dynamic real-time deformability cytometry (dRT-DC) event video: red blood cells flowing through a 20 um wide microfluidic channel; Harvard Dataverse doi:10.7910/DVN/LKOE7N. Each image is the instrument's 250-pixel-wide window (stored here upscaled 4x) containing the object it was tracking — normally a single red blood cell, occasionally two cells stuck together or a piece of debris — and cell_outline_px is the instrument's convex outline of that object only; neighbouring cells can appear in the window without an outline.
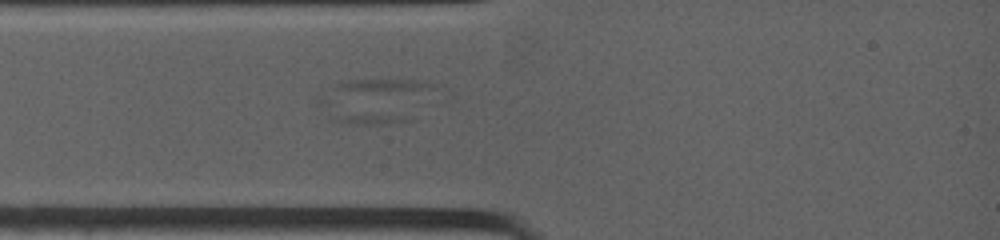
{"species": "common noctule bat (a hibernating species)", "species_latin": "Nyctalus noctula", "temperature_condition": "warm", "stored_images_in_passage": 35, "segment_of_instrument_passage": [2, 2], "camera_frame_rate_fps": 4500, "um_per_image_px": 0.085, "animal": {"sex": "female", "body_mass_g": 19.0, "forearm_length_mm": 53.3}, "frame": {"image": 1, "passage_image": 14, "time_ms": 2.889, "image_size_px": [1000, 240], "cell_outline_px": [[432, 84], [412, 120], [376, 124], [352, 124], [328, 120], [316, 104], [312, 96], [336, 84], [348, 80], [412, 80]], "centroid_in_image_um": [31.62, 8.59], "position_along_channel_um": 53.4, "area_um2": 30.17}}
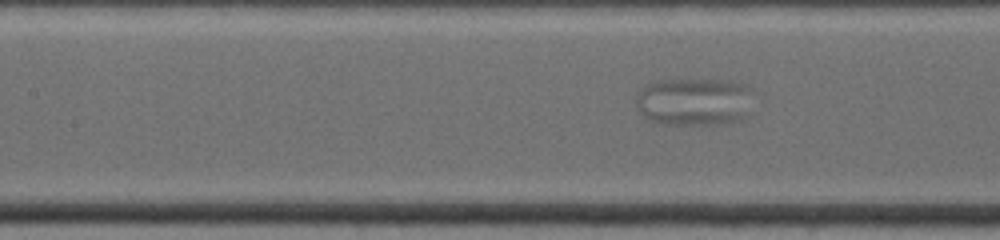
{"frame": {"image": 2, "passage_image": 27, "time_ms": 5.778, "image_size_px": [1000, 240], "cell_outline_px": [[752, 88], [748, 116], [740, 120], [728, 124], [668, 124], [648, 120], [640, 112], [636, 100], [636, 92], [648, 84], [656, 80], [740, 80]], "centroid_in_image_um": [59.06, 8.63], "position_along_channel_um": 148.3, "area_um2": 33.29}}
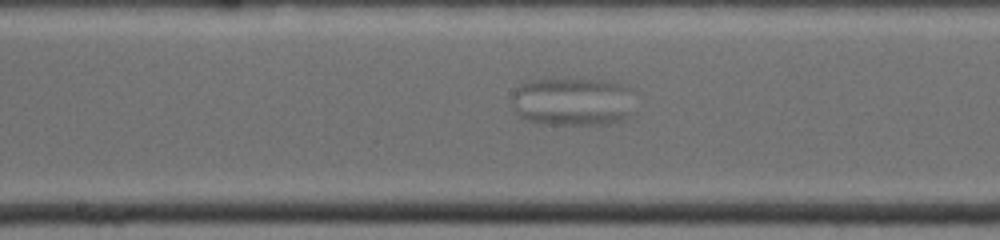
{"frame": {"image": 3, "passage_image": 35, "time_ms": 7.333, "image_size_px": [1000, 240], "cell_outline_px": [[628, 116], [624, 120], [608, 124], [540, 124], [528, 120], [520, 116], [516, 112], [512, 100], [512, 92], [520, 84], [528, 80], [616, 80], [624, 84], [628, 88]], "centroid_in_image_um": [48.6, 8.64], "position_along_channel_um": 199.6, "area_um2": 34.28}}